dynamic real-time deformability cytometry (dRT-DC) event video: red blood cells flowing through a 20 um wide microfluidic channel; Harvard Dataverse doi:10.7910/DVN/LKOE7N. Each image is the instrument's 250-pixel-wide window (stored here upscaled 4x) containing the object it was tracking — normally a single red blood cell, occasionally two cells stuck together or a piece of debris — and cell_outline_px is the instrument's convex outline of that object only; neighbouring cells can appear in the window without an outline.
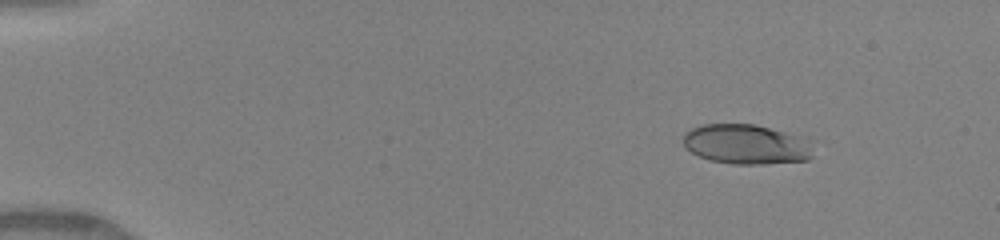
{"species": "human", "species_latin": "Homo sapiens", "temperature_condition": "warm", "stored_images_in_passage": 44, "camera_frame_rate_fps": 3000, "um_per_image_px": 0.085, "donor": {"sex": "female"}, "frame": {"image": 1, "passage_image": 1, "time_ms": 0.0, "image_size_px": [1000, 240], "cell_outline_px": [[812, 156], [808, 160], [764, 164], [732, 164], [708, 160], [684, 148], [684, 132], [692, 128], [704, 124], [756, 124], [784, 132], [796, 136], [808, 148]], "centroid_in_image_um": [63.3, 12.27], "position_along_channel_um": 21.7, "area_um2": 29.54}}
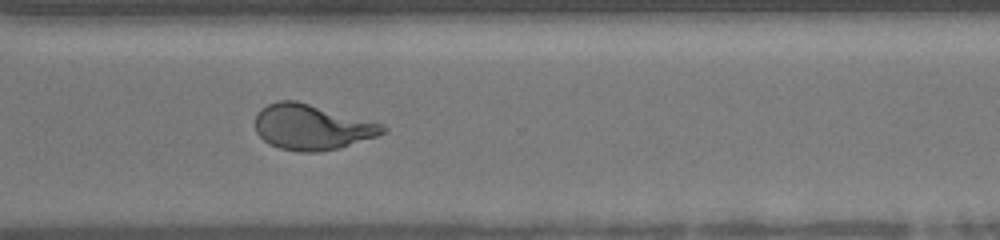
{"frame": {"image": 2, "passage_image": 32, "time_ms": 10.333, "image_size_px": [1000, 240], "cell_outline_px": [[388, 128], [384, 132], [376, 136], [340, 148], [320, 152], [300, 152], [280, 148], [264, 140], [256, 132], [256, 112], [260, 108], [268, 104], [280, 100], [296, 100], [380, 124]], "centroid_in_image_um": [26.46, 10.81], "position_along_channel_um": 344.1, "area_um2": 33.29}}
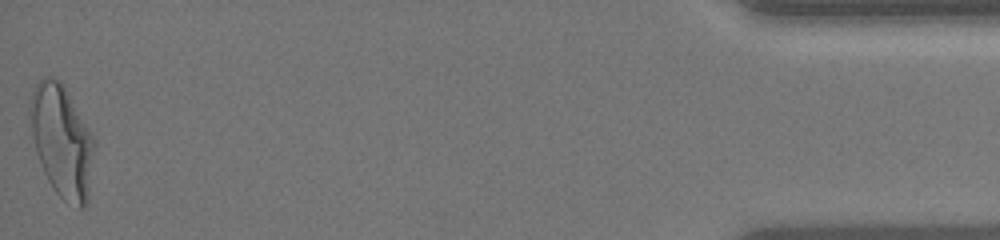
{"frame": {"image": 3, "passage_image": 44, "time_ms": 14.333, "image_size_px": [1000, 240], "cell_outline_px": [[96, 144], [88, 200], [84, 208], [80, 208], [68, 204], [56, 192], [48, 180], [44, 172], [36, 152], [32, 136], [28, 112], [28, 104], [32, 88], [44, 76], [52, 76], [60, 80], [96, 140]], "centroid_in_image_um": [5.26, 11.98], "position_along_channel_um": 429.9, "area_um2": 42.43}, "authors_computed_cell_mechanics": {"area_um2": 33.2639, "velocity_mm_per_s": 4.1549, "shape_relaxation_time_tau1_ms": 5.1975, "shape_relaxation_time_tau2_ms": 0.6844, "deformation_change_tau1": 0.2419, "deformation_change_tau2": 0.079}}